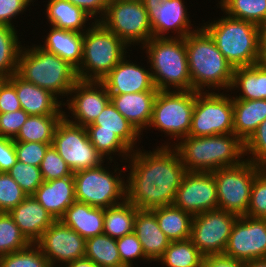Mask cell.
I'll return each mask as SVG.
<instances>
[{
  "mask_svg": "<svg viewBox=\"0 0 266 267\" xmlns=\"http://www.w3.org/2000/svg\"><path fill=\"white\" fill-rule=\"evenodd\" d=\"M125 164L126 199L138 209L174 204L177 189L186 173L173 146H157L152 151L134 150ZM128 167V168H127Z\"/></svg>",
  "mask_w": 266,
  "mask_h": 267,
  "instance_id": "cell-1",
  "label": "cell"
},
{
  "mask_svg": "<svg viewBox=\"0 0 266 267\" xmlns=\"http://www.w3.org/2000/svg\"><path fill=\"white\" fill-rule=\"evenodd\" d=\"M185 46L192 90L219 92L226 89L229 92L234 67L219 51L209 33L201 26L185 36Z\"/></svg>",
  "mask_w": 266,
  "mask_h": 267,
  "instance_id": "cell-2",
  "label": "cell"
},
{
  "mask_svg": "<svg viewBox=\"0 0 266 267\" xmlns=\"http://www.w3.org/2000/svg\"><path fill=\"white\" fill-rule=\"evenodd\" d=\"M161 144L176 149L186 171L212 172L238 165L245 158L244 143L234 133L187 136L177 143Z\"/></svg>",
  "mask_w": 266,
  "mask_h": 267,
  "instance_id": "cell-3",
  "label": "cell"
},
{
  "mask_svg": "<svg viewBox=\"0 0 266 267\" xmlns=\"http://www.w3.org/2000/svg\"><path fill=\"white\" fill-rule=\"evenodd\" d=\"M17 74L25 81L44 88L64 103L79 80L76 68L54 53L39 46H22L18 56Z\"/></svg>",
  "mask_w": 266,
  "mask_h": 267,
  "instance_id": "cell-4",
  "label": "cell"
},
{
  "mask_svg": "<svg viewBox=\"0 0 266 267\" xmlns=\"http://www.w3.org/2000/svg\"><path fill=\"white\" fill-rule=\"evenodd\" d=\"M142 49L148 59L153 83L159 91L192 90L185 38L152 37Z\"/></svg>",
  "mask_w": 266,
  "mask_h": 267,
  "instance_id": "cell-5",
  "label": "cell"
},
{
  "mask_svg": "<svg viewBox=\"0 0 266 267\" xmlns=\"http://www.w3.org/2000/svg\"><path fill=\"white\" fill-rule=\"evenodd\" d=\"M208 21L201 26L234 68L261 62L260 26L224 13L218 20Z\"/></svg>",
  "mask_w": 266,
  "mask_h": 267,
  "instance_id": "cell-6",
  "label": "cell"
},
{
  "mask_svg": "<svg viewBox=\"0 0 266 267\" xmlns=\"http://www.w3.org/2000/svg\"><path fill=\"white\" fill-rule=\"evenodd\" d=\"M129 50V46L100 21L92 22L83 33L82 59L76 69L78 79L100 81Z\"/></svg>",
  "mask_w": 266,
  "mask_h": 267,
  "instance_id": "cell-7",
  "label": "cell"
},
{
  "mask_svg": "<svg viewBox=\"0 0 266 267\" xmlns=\"http://www.w3.org/2000/svg\"><path fill=\"white\" fill-rule=\"evenodd\" d=\"M110 171L104 162L97 167L73 173L76 201L93 207L107 208L126 200V167L120 169L117 162ZM108 168V169H107ZM115 168V169H114ZM118 171V172H117ZM114 173V174H113ZM125 178V179H124Z\"/></svg>",
  "mask_w": 266,
  "mask_h": 267,
  "instance_id": "cell-8",
  "label": "cell"
},
{
  "mask_svg": "<svg viewBox=\"0 0 266 267\" xmlns=\"http://www.w3.org/2000/svg\"><path fill=\"white\" fill-rule=\"evenodd\" d=\"M195 91H158L153 104L149 128L164 132L178 142L187 137L191 129Z\"/></svg>",
  "mask_w": 266,
  "mask_h": 267,
  "instance_id": "cell-9",
  "label": "cell"
},
{
  "mask_svg": "<svg viewBox=\"0 0 266 267\" xmlns=\"http://www.w3.org/2000/svg\"><path fill=\"white\" fill-rule=\"evenodd\" d=\"M261 166L244 159L235 166L212 171L217 185L218 209L245 216L250 203L251 187Z\"/></svg>",
  "mask_w": 266,
  "mask_h": 267,
  "instance_id": "cell-10",
  "label": "cell"
},
{
  "mask_svg": "<svg viewBox=\"0 0 266 267\" xmlns=\"http://www.w3.org/2000/svg\"><path fill=\"white\" fill-rule=\"evenodd\" d=\"M224 93L195 91V107L188 136L233 133V98Z\"/></svg>",
  "mask_w": 266,
  "mask_h": 267,
  "instance_id": "cell-11",
  "label": "cell"
},
{
  "mask_svg": "<svg viewBox=\"0 0 266 267\" xmlns=\"http://www.w3.org/2000/svg\"><path fill=\"white\" fill-rule=\"evenodd\" d=\"M100 22L129 47L139 44L142 47L153 37L148 13L142 0L111 1Z\"/></svg>",
  "mask_w": 266,
  "mask_h": 267,
  "instance_id": "cell-12",
  "label": "cell"
},
{
  "mask_svg": "<svg viewBox=\"0 0 266 267\" xmlns=\"http://www.w3.org/2000/svg\"><path fill=\"white\" fill-rule=\"evenodd\" d=\"M52 145L73 173L105 162L89 141L86 128L68 121L64 116L55 128Z\"/></svg>",
  "mask_w": 266,
  "mask_h": 267,
  "instance_id": "cell-13",
  "label": "cell"
},
{
  "mask_svg": "<svg viewBox=\"0 0 266 267\" xmlns=\"http://www.w3.org/2000/svg\"><path fill=\"white\" fill-rule=\"evenodd\" d=\"M237 218L221 209L194 215L190 239L204 256L223 254Z\"/></svg>",
  "mask_w": 266,
  "mask_h": 267,
  "instance_id": "cell-14",
  "label": "cell"
},
{
  "mask_svg": "<svg viewBox=\"0 0 266 267\" xmlns=\"http://www.w3.org/2000/svg\"><path fill=\"white\" fill-rule=\"evenodd\" d=\"M68 96L63 107L67 106L69 112L64 110V117L83 127L92 124L110 102L108 90L101 81L96 80L79 79Z\"/></svg>",
  "mask_w": 266,
  "mask_h": 267,
  "instance_id": "cell-15",
  "label": "cell"
},
{
  "mask_svg": "<svg viewBox=\"0 0 266 267\" xmlns=\"http://www.w3.org/2000/svg\"><path fill=\"white\" fill-rule=\"evenodd\" d=\"M223 254L242 262L266 258V219L238 217Z\"/></svg>",
  "mask_w": 266,
  "mask_h": 267,
  "instance_id": "cell-16",
  "label": "cell"
},
{
  "mask_svg": "<svg viewBox=\"0 0 266 267\" xmlns=\"http://www.w3.org/2000/svg\"><path fill=\"white\" fill-rule=\"evenodd\" d=\"M35 244L51 267H63L85 257L86 240L61 220H55Z\"/></svg>",
  "mask_w": 266,
  "mask_h": 267,
  "instance_id": "cell-17",
  "label": "cell"
},
{
  "mask_svg": "<svg viewBox=\"0 0 266 267\" xmlns=\"http://www.w3.org/2000/svg\"><path fill=\"white\" fill-rule=\"evenodd\" d=\"M174 205L193 216L218 209L214 174L186 171L177 189Z\"/></svg>",
  "mask_w": 266,
  "mask_h": 267,
  "instance_id": "cell-18",
  "label": "cell"
},
{
  "mask_svg": "<svg viewBox=\"0 0 266 267\" xmlns=\"http://www.w3.org/2000/svg\"><path fill=\"white\" fill-rule=\"evenodd\" d=\"M185 3V0H166L157 6H145L153 37L185 38L186 35L200 28L191 24ZM170 31L173 36L169 34Z\"/></svg>",
  "mask_w": 266,
  "mask_h": 267,
  "instance_id": "cell-19",
  "label": "cell"
},
{
  "mask_svg": "<svg viewBox=\"0 0 266 267\" xmlns=\"http://www.w3.org/2000/svg\"><path fill=\"white\" fill-rule=\"evenodd\" d=\"M129 56V57H128ZM126 55L103 79L109 94H126L143 91H159L152 79L150 68L133 63Z\"/></svg>",
  "mask_w": 266,
  "mask_h": 267,
  "instance_id": "cell-20",
  "label": "cell"
},
{
  "mask_svg": "<svg viewBox=\"0 0 266 267\" xmlns=\"http://www.w3.org/2000/svg\"><path fill=\"white\" fill-rule=\"evenodd\" d=\"M16 89L21 108L29 115H64L63 103L51 92L25 81L17 73L7 79Z\"/></svg>",
  "mask_w": 266,
  "mask_h": 267,
  "instance_id": "cell-21",
  "label": "cell"
},
{
  "mask_svg": "<svg viewBox=\"0 0 266 267\" xmlns=\"http://www.w3.org/2000/svg\"><path fill=\"white\" fill-rule=\"evenodd\" d=\"M9 214L31 244H35L55 221L32 195H28Z\"/></svg>",
  "mask_w": 266,
  "mask_h": 267,
  "instance_id": "cell-22",
  "label": "cell"
},
{
  "mask_svg": "<svg viewBox=\"0 0 266 267\" xmlns=\"http://www.w3.org/2000/svg\"><path fill=\"white\" fill-rule=\"evenodd\" d=\"M158 91H143L126 94H110L115 108L142 135L148 129Z\"/></svg>",
  "mask_w": 266,
  "mask_h": 267,
  "instance_id": "cell-23",
  "label": "cell"
},
{
  "mask_svg": "<svg viewBox=\"0 0 266 267\" xmlns=\"http://www.w3.org/2000/svg\"><path fill=\"white\" fill-rule=\"evenodd\" d=\"M32 196L55 220H60L66 209L76 201L74 176L44 181Z\"/></svg>",
  "mask_w": 266,
  "mask_h": 267,
  "instance_id": "cell-24",
  "label": "cell"
},
{
  "mask_svg": "<svg viewBox=\"0 0 266 267\" xmlns=\"http://www.w3.org/2000/svg\"><path fill=\"white\" fill-rule=\"evenodd\" d=\"M133 232L149 263L158 261L171 242L160 229L154 212L150 209H138L134 219Z\"/></svg>",
  "mask_w": 266,
  "mask_h": 267,
  "instance_id": "cell-25",
  "label": "cell"
},
{
  "mask_svg": "<svg viewBox=\"0 0 266 267\" xmlns=\"http://www.w3.org/2000/svg\"><path fill=\"white\" fill-rule=\"evenodd\" d=\"M60 220L86 240L103 234L104 208L75 201Z\"/></svg>",
  "mask_w": 266,
  "mask_h": 267,
  "instance_id": "cell-26",
  "label": "cell"
},
{
  "mask_svg": "<svg viewBox=\"0 0 266 267\" xmlns=\"http://www.w3.org/2000/svg\"><path fill=\"white\" fill-rule=\"evenodd\" d=\"M240 91L232 98L243 100L266 99V63L234 68L233 80L230 87L232 91Z\"/></svg>",
  "mask_w": 266,
  "mask_h": 267,
  "instance_id": "cell-27",
  "label": "cell"
},
{
  "mask_svg": "<svg viewBox=\"0 0 266 267\" xmlns=\"http://www.w3.org/2000/svg\"><path fill=\"white\" fill-rule=\"evenodd\" d=\"M266 119V99L233 98V133L245 143Z\"/></svg>",
  "mask_w": 266,
  "mask_h": 267,
  "instance_id": "cell-28",
  "label": "cell"
},
{
  "mask_svg": "<svg viewBox=\"0 0 266 267\" xmlns=\"http://www.w3.org/2000/svg\"><path fill=\"white\" fill-rule=\"evenodd\" d=\"M47 2L45 12L50 26L84 33L94 21L83 9L68 0H48Z\"/></svg>",
  "mask_w": 266,
  "mask_h": 267,
  "instance_id": "cell-29",
  "label": "cell"
},
{
  "mask_svg": "<svg viewBox=\"0 0 266 267\" xmlns=\"http://www.w3.org/2000/svg\"><path fill=\"white\" fill-rule=\"evenodd\" d=\"M39 46L66 60L77 69L82 59L83 33L51 26L43 45Z\"/></svg>",
  "mask_w": 266,
  "mask_h": 267,
  "instance_id": "cell-30",
  "label": "cell"
},
{
  "mask_svg": "<svg viewBox=\"0 0 266 267\" xmlns=\"http://www.w3.org/2000/svg\"><path fill=\"white\" fill-rule=\"evenodd\" d=\"M160 229L173 241L190 239L193 215L176 207L174 204L151 209Z\"/></svg>",
  "mask_w": 266,
  "mask_h": 267,
  "instance_id": "cell-31",
  "label": "cell"
},
{
  "mask_svg": "<svg viewBox=\"0 0 266 267\" xmlns=\"http://www.w3.org/2000/svg\"><path fill=\"white\" fill-rule=\"evenodd\" d=\"M88 126H98V131L115 132L118 137L132 150L138 149L141 134L110 101L96 120ZM135 148V149H134Z\"/></svg>",
  "mask_w": 266,
  "mask_h": 267,
  "instance_id": "cell-32",
  "label": "cell"
},
{
  "mask_svg": "<svg viewBox=\"0 0 266 267\" xmlns=\"http://www.w3.org/2000/svg\"><path fill=\"white\" fill-rule=\"evenodd\" d=\"M137 210L127 199L120 204L104 208L103 233L114 239L132 233Z\"/></svg>",
  "mask_w": 266,
  "mask_h": 267,
  "instance_id": "cell-33",
  "label": "cell"
},
{
  "mask_svg": "<svg viewBox=\"0 0 266 267\" xmlns=\"http://www.w3.org/2000/svg\"><path fill=\"white\" fill-rule=\"evenodd\" d=\"M64 115H29L17 136V142L52 143L55 128Z\"/></svg>",
  "mask_w": 266,
  "mask_h": 267,
  "instance_id": "cell-34",
  "label": "cell"
},
{
  "mask_svg": "<svg viewBox=\"0 0 266 267\" xmlns=\"http://www.w3.org/2000/svg\"><path fill=\"white\" fill-rule=\"evenodd\" d=\"M85 258L99 267H125L121 263L116 239L104 233L86 239Z\"/></svg>",
  "mask_w": 266,
  "mask_h": 267,
  "instance_id": "cell-35",
  "label": "cell"
},
{
  "mask_svg": "<svg viewBox=\"0 0 266 267\" xmlns=\"http://www.w3.org/2000/svg\"><path fill=\"white\" fill-rule=\"evenodd\" d=\"M204 255L191 239L173 241L157 261L166 267H203Z\"/></svg>",
  "mask_w": 266,
  "mask_h": 267,
  "instance_id": "cell-36",
  "label": "cell"
},
{
  "mask_svg": "<svg viewBox=\"0 0 266 267\" xmlns=\"http://www.w3.org/2000/svg\"><path fill=\"white\" fill-rule=\"evenodd\" d=\"M85 128L89 141L104 160L110 161H108L109 164L114 161L112 155L120 156L122 159L120 162L125 163L133 152L115 132L98 131V126H86Z\"/></svg>",
  "mask_w": 266,
  "mask_h": 267,
  "instance_id": "cell-37",
  "label": "cell"
},
{
  "mask_svg": "<svg viewBox=\"0 0 266 267\" xmlns=\"http://www.w3.org/2000/svg\"><path fill=\"white\" fill-rule=\"evenodd\" d=\"M218 6L229 17L258 26L266 23V0H220Z\"/></svg>",
  "mask_w": 266,
  "mask_h": 267,
  "instance_id": "cell-38",
  "label": "cell"
},
{
  "mask_svg": "<svg viewBox=\"0 0 266 267\" xmlns=\"http://www.w3.org/2000/svg\"><path fill=\"white\" fill-rule=\"evenodd\" d=\"M16 29L0 25V74L7 78L17 73L18 56L23 46Z\"/></svg>",
  "mask_w": 266,
  "mask_h": 267,
  "instance_id": "cell-39",
  "label": "cell"
},
{
  "mask_svg": "<svg viewBox=\"0 0 266 267\" xmlns=\"http://www.w3.org/2000/svg\"><path fill=\"white\" fill-rule=\"evenodd\" d=\"M30 244L11 215L0 212V257L22 250Z\"/></svg>",
  "mask_w": 266,
  "mask_h": 267,
  "instance_id": "cell-40",
  "label": "cell"
},
{
  "mask_svg": "<svg viewBox=\"0 0 266 267\" xmlns=\"http://www.w3.org/2000/svg\"><path fill=\"white\" fill-rule=\"evenodd\" d=\"M0 267H51L36 244L0 257Z\"/></svg>",
  "mask_w": 266,
  "mask_h": 267,
  "instance_id": "cell-41",
  "label": "cell"
},
{
  "mask_svg": "<svg viewBox=\"0 0 266 267\" xmlns=\"http://www.w3.org/2000/svg\"><path fill=\"white\" fill-rule=\"evenodd\" d=\"M7 173L19 184L27 195H32L44 182L40 167L28 165L20 161H17Z\"/></svg>",
  "mask_w": 266,
  "mask_h": 267,
  "instance_id": "cell-42",
  "label": "cell"
},
{
  "mask_svg": "<svg viewBox=\"0 0 266 267\" xmlns=\"http://www.w3.org/2000/svg\"><path fill=\"white\" fill-rule=\"evenodd\" d=\"M27 196V193L7 172H0V212L9 213Z\"/></svg>",
  "mask_w": 266,
  "mask_h": 267,
  "instance_id": "cell-43",
  "label": "cell"
},
{
  "mask_svg": "<svg viewBox=\"0 0 266 267\" xmlns=\"http://www.w3.org/2000/svg\"><path fill=\"white\" fill-rule=\"evenodd\" d=\"M40 171L44 181H51L73 175L72 170L57 150L50 145L40 164Z\"/></svg>",
  "mask_w": 266,
  "mask_h": 267,
  "instance_id": "cell-44",
  "label": "cell"
},
{
  "mask_svg": "<svg viewBox=\"0 0 266 267\" xmlns=\"http://www.w3.org/2000/svg\"><path fill=\"white\" fill-rule=\"evenodd\" d=\"M244 152L245 159L266 168V119L244 143Z\"/></svg>",
  "mask_w": 266,
  "mask_h": 267,
  "instance_id": "cell-45",
  "label": "cell"
},
{
  "mask_svg": "<svg viewBox=\"0 0 266 267\" xmlns=\"http://www.w3.org/2000/svg\"><path fill=\"white\" fill-rule=\"evenodd\" d=\"M246 216L266 219V168L253 181Z\"/></svg>",
  "mask_w": 266,
  "mask_h": 267,
  "instance_id": "cell-46",
  "label": "cell"
},
{
  "mask_svg": "<svg viewBox=\"0 0 266 267\" xmlns=\"http://www.w3.org/2000/svg\"><path fill=\"white\" fill-rule=\"evenodd\" d=\"M116 243L121 263L125 267H134L133 262L136 265L135 260L139 259L148 263L149 260L143 252L141 242L134 232L116 239Z\"/></svg>",
  "mask_w": 266,
  "mask_h": 267,
  "instance_id": "cell-47",
  "label": "cell"
},
{
  "mask_svg": "<svg viewBox=\"0 0 266 267\" xmlns=\"http://www.w3.org/2000/svg\"><path fill=\"white\" fill-rule=\"evenodd\" d=\"M50 145L52 143L14 141L17 161L40 167L45 152Z\"/></svg>",
  "mask_w": 266,
  "mask_h": 267,
  "instance_id": "cell-48",
  "label": "cell"
},
{
  "mask_svg": "<svg viewBox=\"0 0 266 267\" xmlns=\"http://www.w3.org/2000/svg\"><path fill=\"white\" fill-rule=\"evenodd\" d=\"M28 117L23 109L0 113V136L14 139Z\"/></svg>",
  "mask_w": 266,
  "mask_h": 267,
  "instance_id": "cell-49",
  "label": "cell"
},
{
  "mask_svg": "<svg viewBox=\"0 0 266 267\" xmlns=\"http://www.w3.org/2000/svg\"><path fill=\"white\" fill-rule=\"evenodd\" d=\"M34 0H0V25H7L15 28L13 25L14 17L23 15L24 11L31 6Z\"/></svg>",
  "mask_w": 266,
  "mask_h": 267,
  "instance_id": "cell-50",
  "label": "cell"
},
{
  "mask_svg": "<svg viewBox=\"0 0 266 267\" xmlns=\"http://www.w3.org/2000/svg\"><path fill=\"white\" fill-rule=\"evenodd\" d=\"M22 109L15 87L6 80L0 87V113Z\"/></svg>",
  "mask_w": 266,
  "mask_h": 267,
  "instance_id": "cell-51",
  "label": "cell"
},
{
  "mask_svg": "<svg viewBox=\"0 0 266 267\" xmlns=\"http://www.w3.org/2000/svg\"><path fill=\"white\" fill-rule=\"evenodd\" d=\"M16 162L14 140L0 136V172H8Z\"/></svg>",
  "mask_w": 266,
  "mask_h": 267,
  "instance_id": "cell-52",
  "label": "cell"
},
{
  "mask_svg": "<svg viewBox=\"0 0 266 267\" xmlns=\"http://www.w3.org/2000/svg\"><path fill=\"white\" fill-rule=\"evenodd\" d=\"M83 9L94 21H100L110 3V0H68Z\"/></svg>",
  "mask_w": 266,
  "mask_h": 267,
  "instance_id": "cell-53",
  "label": "cell"
},
{
  "mask_svg": "<svg viewBox=\"0 0 266 267\" xmlns=\"http://www.w3.org/2000/svg\"><path fill=\"white\" fill-rule=\"evenodd\" d=\"M203 267H244V262L224 254L204 256Z\"/></svg>",
  "mask_w": 266,
  "mask_h": 267,
  "instance_id": "cell-54",
  "label": "cell"
},
{
  "mask_svg": "<svg viewBox=\"0 0 266 267\" xmlns=\"http://www.w3.org/2000/svg\"><path fill=\"white\" fill-rule=\"evenodd\" d=\"M63 267H99L96 263L87 258L76 259L73 262L67 263Z\"/></svg>",
  "mask_w": 266,
  "mask_h": 267,
  "instance_id": "cell-55",
  "label": "cell"
},
{
  "mask_svg": "<svg viewBox=\"0 0 266 267\" xmlns=\"http://www.w3.org/2000/svg\"><path fill=\"white\" fill-rule=\"evenodd\" d=\"M261 62L266 63V23L260 27Z\"/></svg>",
  "mask_w": 266,
  "mask_h": 267,
  "instance_id": "cell-56",
  "label": "cell"
},
{
  "mask_svg": "<svg viewBox=\"0 0 266 267\" xmlns=\"http://www.w3.org/2000/svg\"><path fill=\"white\" fill-rule=\"evenodd\" d=\"M244 267H266V258L246 261Z\"/></svg>",
  "mask_w": 266,
  "mask_h": 267,
  "instance_id": "cell-57",
  "label": "cell"
},
{
  "mask_svg": "<svg viewBox=\"0 0 266 267\" xmlns=\"http://www.w3.org/2000/svg\"><path fill=\"white\" fill-rule=\"evenodd\" d=\"M144 3V6H157V4H162L166 0H142Z\"/></svg>",
  "mask_w": 266,
  "mask_h": 267,
  "instance_id": "cell-58",
  "label": "cell"
},
{
  "mask_svg": "<svg viewBox=\"0 0 266 267\" xmlns=\"http://www.w3.org/2000/svg\"><path fill=\"white\" fill-rule=\"evenodd\" d=\"M8 78L4 75L0 74V87L2 86V84L7 80Z\"/></svg>",
  "mask_w": 266,
  "mask_h": 267,
  "instance_id": "cell-59",
  "label": "cell"
},
{
  "mask_svg": "<svg viewBox=\"0 0 266 267\" xmlns=\"http://www.w3.org/2000/svg\"><path fill=\"white\" fill-rule=\"evenodd\" d=\"M111 1H136V0H110Z\"/></svg>",
  "mask_w": 266,
  "mask_h": 267,
  "instance_id": "cell-60",
  "label": "cell"
}]
</instances>
